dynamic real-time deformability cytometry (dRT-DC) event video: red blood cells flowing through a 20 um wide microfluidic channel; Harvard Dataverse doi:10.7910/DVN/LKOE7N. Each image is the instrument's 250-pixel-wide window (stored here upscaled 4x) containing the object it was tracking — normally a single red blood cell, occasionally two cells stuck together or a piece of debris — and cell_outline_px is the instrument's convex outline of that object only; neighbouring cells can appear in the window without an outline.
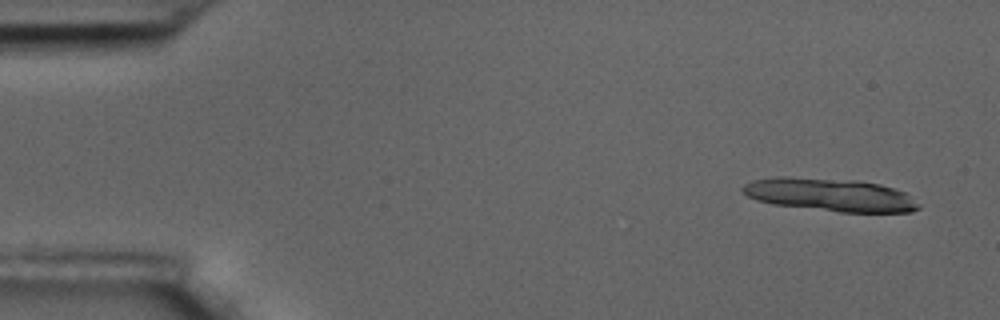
{"species": "common noctule bat (a hibernating species)", "species_latin": "Nyctalus noctula", "temperature_condition": "room temperature", "stored_images_in_passage": 15, "camera_frame_rate_fps": 3000, "um_per_image_px": 0.085, "animal": {"sex": "male", "body_mass_g": 17.5, "forearm_length_mm": 52.3}, "frame": {"image": 1, "passage_image": 1, "time_ms": 0.0, "image_size_px": [1000, 320], "cell_outline_px": [[920, 208], [912, 212], [840, 212], [772, 204], [756, 200], [748, 196], [740, 188], [744, 184], [752, 180], [776, 176], [788, 176], [856, 180], [880, 184], [904, 192], [920, 204]], "centroid_in_image_um": [70.53, 16.55], "position_along_channel_um": 14.5, "area_um2": 33.99}}
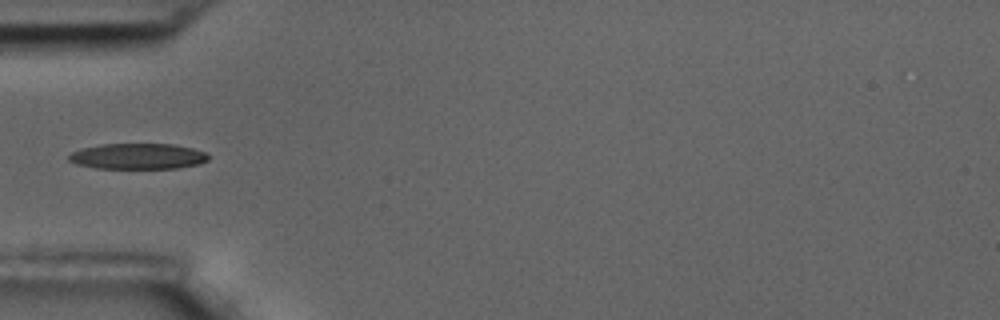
{"frame": {"image": 2, "passage_image": 5, "time_ms": 1.333, "image_size_px": [1000, 320], "cell_outline_px": [[208, 160], [200, 164], [176, 168], [96, 168], [76, 164], [68, 160], [68, 156], [72, 152], [80, 148], [100, 144], [176, 144], [192, 148], [204, 152], [208, 156]], "centroid_in_image_um": [11.69, 13.28], "position_along_channel_um": 73.3, "area_um2": 20.98}}
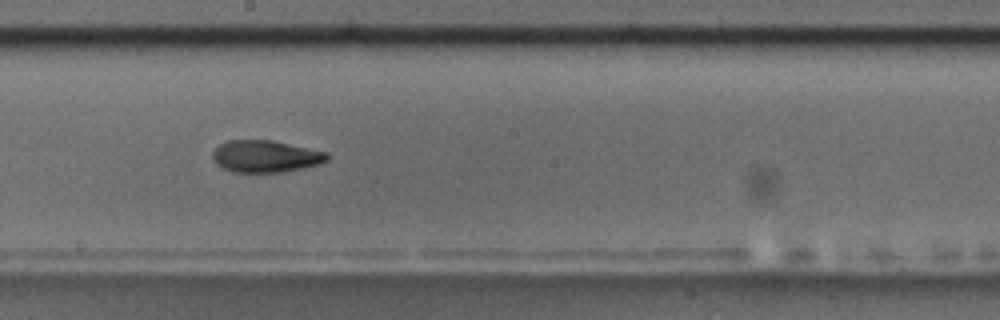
{"frame": {"image": 3, "passage_image": 9, "time_ms": 2.667, "image_size_px": [1000, 320], "cell_outline_px": [[328, 160], [320, 164], [304, 168], [280, 172], [232, 172], [216, 164], [212, 160], [212, 152], [220, 144], [228, 140], [272, 140], [328, 152]], "centroid_in_image_um": [22.57, 13.29], "position_along_channel_um": 225.6, "area_um2": 21.44}}